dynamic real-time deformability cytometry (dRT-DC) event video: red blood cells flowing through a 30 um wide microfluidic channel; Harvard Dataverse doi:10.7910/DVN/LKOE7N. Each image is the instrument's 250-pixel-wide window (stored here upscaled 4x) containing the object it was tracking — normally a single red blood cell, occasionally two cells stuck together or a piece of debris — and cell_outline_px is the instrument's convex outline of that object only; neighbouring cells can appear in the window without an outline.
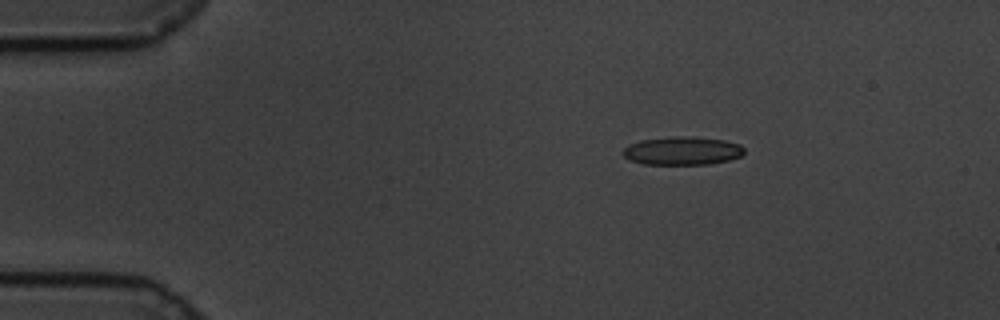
{"species": "common noctule bat (a hibernating species)", "species_latin": "Nyctalus noctula", "temperature_condition": "cold", "stored_images_in_passage": 51, "camera_frame_rate_fps": 3000, "um_per_image_px": 0.085, "animal": {"sex": "male", "body_mass_g": 19.5, "forearm_length_mm": 54.6}, "frame": {"image": 1, "passage_image": 1, "time_ms": 0.0, "image_size_px": [1000, 320], "cell_outline_px": [[744, 152], [740, 156], [728, 160], [708, 164], [644, 164], [632, 160], [624, 156], [620, 152], [628, 144], [640, 140], [676, 136], [688, 136], [724, 140], [740, 144], [744, 148]], "centroid_in_image_um": [57.98, 12.81], "position_along_channel_um": 27.0, "area_um2": 19.94}}
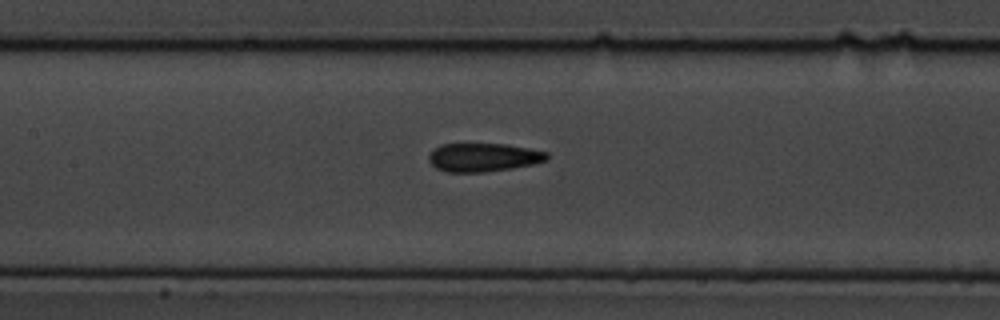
{"frame": {"image": 2, "passage_image": 19, "time_ms": 6.0, "image_size_px": [1000, 320], "cell_outline_px": [[548, 160], [536, 164], [512, 168], [484, 172], [448, 172], [436, 168], [428, 160], [428, 156], [440, 144], [508, 144], [548, 152]], "centroid_in_image_um": [41.12, 13.38], "position_along_channel_um": 166.3, "area_um2": 19.65}}
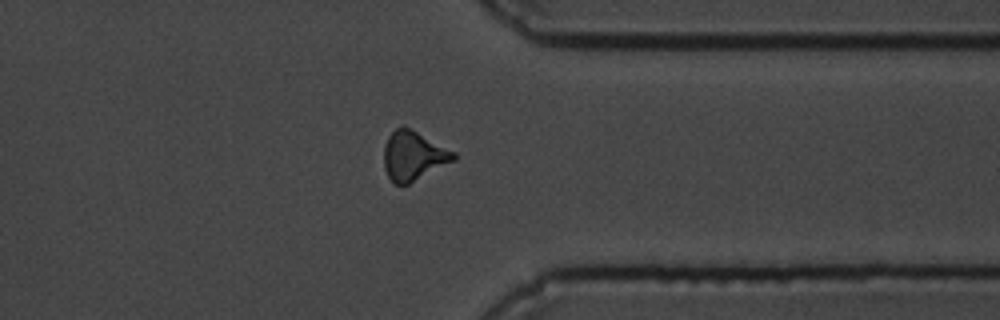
{"frame": {"image": 3, "passage_image": 38, "time_ms": 12.333, "image_size_px": [1000, 320], "cell_outline_px": [[456, 160], [408, 184], [396, 184], [388, 176], [384, 168], [384, 144], [388, 136], [396, 128], [404, 124], [456, 152]], "centroid_in_image_um": [35.15, 13.21], "position_along_channel_um": 376.3, "area_um2": 20.17}, "authors_computed_cell_mechanics": {"area_um2": 19.652, "velocity_mm_per_s": 3.3741, "shape_relaxation_time_tau1_ms": 8.1903, "shape_relaxation_time_tau2_ms": 2.5948, "deformation_change_tau1": 0.1385, "deformation_change_tau2": 0.1072}}